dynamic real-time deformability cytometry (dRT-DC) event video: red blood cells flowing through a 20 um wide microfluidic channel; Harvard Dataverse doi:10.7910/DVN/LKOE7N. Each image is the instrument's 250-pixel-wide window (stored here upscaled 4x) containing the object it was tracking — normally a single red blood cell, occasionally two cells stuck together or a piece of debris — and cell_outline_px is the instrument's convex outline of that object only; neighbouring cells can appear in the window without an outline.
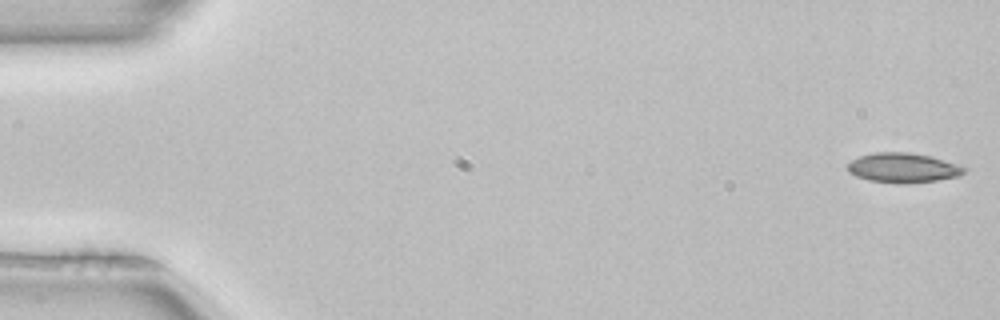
{"species": "common noctule bat (a hibernating species)", "species_latin": "Nyctalus noctula", "temperature_condition": "room temperature", "stored_images_in_passage": 4, "camera_frame_rate_fps": 3000, "um_per_image_px": 0.085, "animal": {"sex": "female", "body_mass_g": 22.7, "forearm_length_mm": 54.2}, "frame": {"image": 1, "passage_image": 1, "time_ms": 0.0, "image_size_px": [1000, 320], "cell_outline_px": [[968, 168], [960, 176], [936, 180], [908, 184], [900, 184], [868, 180], [856, 176], [848, 172], [848, 164], [852, 160], [860, 156], [876, 152], [908, 152], [932, 156]], "centroid_in_image_um": [76.77, 14.27], "position_along_channel_um": 8.2, "area_um2": 20.23}}
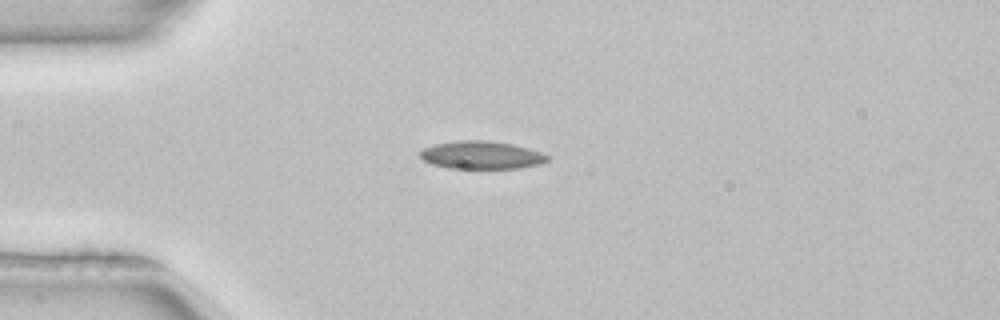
{"frame": {"image": 2, "passage_image": 3, "time_ms": 0.667, "image_size_px": [1000, 320], "cell_outline_px": [[548, 160], [540, 164], [520, 168], [448, 168], [432, 164], [424, 160], [420, 156], [420, 152], [424, 148], [436, 144], [456, 140], [488, 140], [512, 144], [528, 148], [540, 152], [548, 156]], "centroid_in_image_um": [40.92, 13.17], "position_along_channel_um": 44.1, "area_um2": 20.58}}
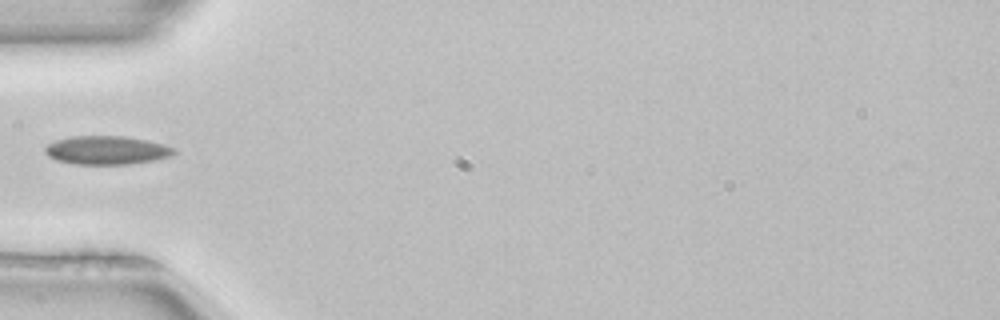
{"frame": {"image": 3, "passage_image": 4, "time_ms": 1.0, "image_size_px": [1000, 320], "cell_outline_px": [[176, 152], [172, 156], [152, 160], [128, 164], [76, 164], [56, 160], [48, 156], [44, 152], [44, 148], [48, 144], [56, 140], [72, 136], [124, 136], [148, 140], [164, 144], [176, 148]], "centroid_in_image_um": [9.08, 12.76], "position_along_channel_um": 75.9, "area_um2": 21.5}}